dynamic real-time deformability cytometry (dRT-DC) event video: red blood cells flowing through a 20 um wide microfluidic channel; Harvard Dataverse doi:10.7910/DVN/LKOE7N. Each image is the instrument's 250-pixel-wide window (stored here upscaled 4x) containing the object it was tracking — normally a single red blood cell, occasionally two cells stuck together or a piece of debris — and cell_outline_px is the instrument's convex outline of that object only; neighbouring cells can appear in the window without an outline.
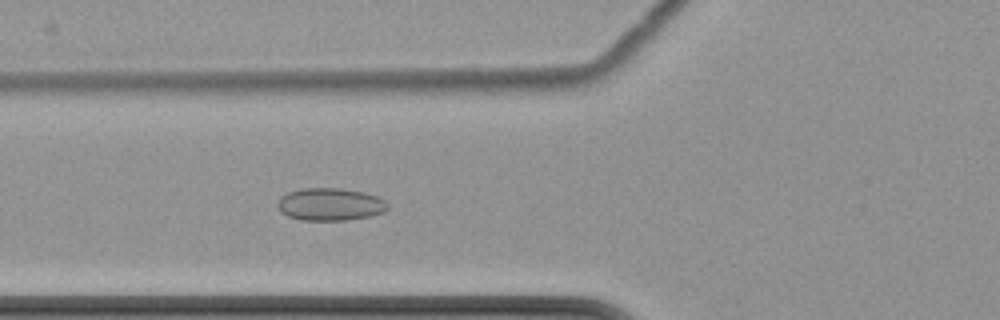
{"species": "common noctule bat (a hibernating species)", "species_latin": "Nyctalus noctula", "temperature_condition": "cold", "stored_images_in_passage": 3, "camera_frame_rate_fps": 3000, "um_per_image_px": 0.085, "animal": {"sex": "female", "body_mass_g": 22.7, "forearm_length_mm": 54.2}, "frame": {"image": 1, "passage_image": 3, "time_ms": 3.333, "image_size_px": [1000, 320], "cell_outline_px": [[388, 208], [384, 212], [372, 216], [344, 220], [300, 220], [288, 216], [280, 212], [276, 204], [280, 196], [288, 192], [300, 188], [340, 188], [364, 192], [376, 196], [384, 200], [388, 204]], "centroid_in_image_um": [28.04, 17.36], "position_along_channel_um": 97.8, "area_um2": 21.1}}